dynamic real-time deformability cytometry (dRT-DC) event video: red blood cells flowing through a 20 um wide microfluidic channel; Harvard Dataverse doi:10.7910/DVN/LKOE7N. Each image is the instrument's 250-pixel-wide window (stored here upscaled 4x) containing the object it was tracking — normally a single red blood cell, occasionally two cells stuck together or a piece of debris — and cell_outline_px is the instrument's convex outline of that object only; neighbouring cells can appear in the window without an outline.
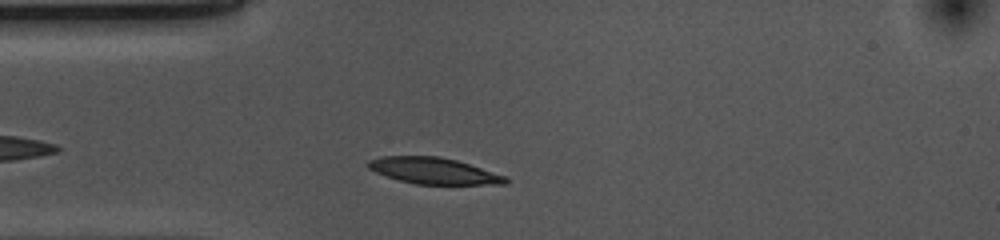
{"species": "common noctule bat (a hibernating species)", "species_latin": "Nyctalus noctula", "temperature_condition": "cold", "stored_images_in_passage": 34, "camera_frame_rate_fps": 3000, "um_per_image_px": 0.085, "animal": {"sex": "female", "body_mass_g": 10.0, "forearm_length_mm": 53.1}, "frame": {"image": 1, "passage_image": 5, "time_ms": 1.333, "image_size_px": [1000, 240], "cell_outline_px": [[508, 184], [416, 184], [400, 180], [376, 172], [368, 168], [364, 164], [368, 160], [384, 156], [440, 156], [456, 160], [508, 176]], "centroid_in_image_um": [36.88, 14.51], "position_along_channel_um": 48.1, "area_um2": 21.04}}
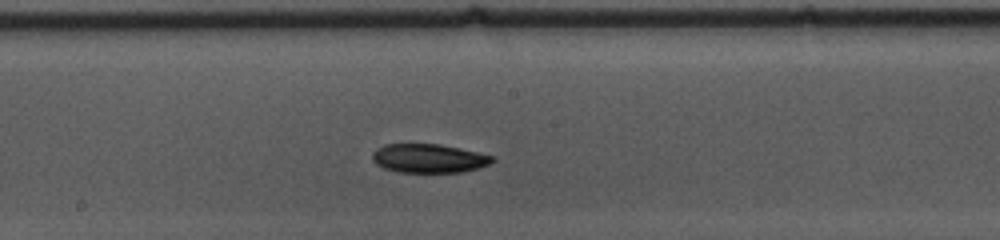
{"frame": {"image": 2, "passage_image": 19, "time_ms": 6.0, "image_size_px": [1000, 240], "cell_outline_px": [[496, 160], [492, 164], [464, 172], [400, 172], [384, 168], [376, 164], [372, 160], [372, 152], [376, 148], [384, 144], [440, 144], [496, 156]], "centroid_in_image_um": [36.48, 13.46], "position_along_channel_um": 211.7, "area_um2": 20.4}}
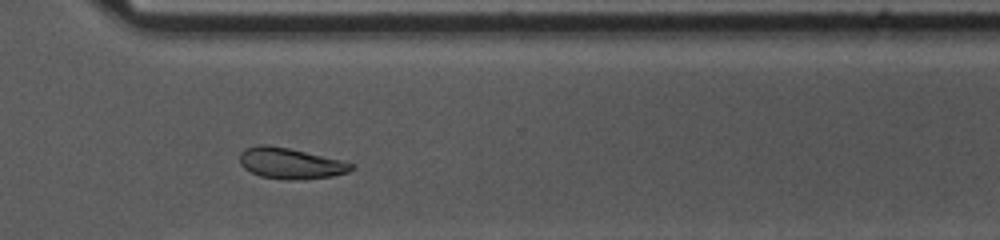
{"frame": {"image": 3, "passage_image": 30, "time_ms": 9.667, "image_size_px": [1000, 240], "cell_outline_px": [[356, 168], [348, 172], [332, 176], [304, 180], [284, 180], [260, 176], [244, 168], [240, 164], [240, 152], [244, 148], [260, 144], [264, 144], [288, 148], [344, 160], [352, 164]], "centroid_in_image_um": [24.7, 13.89], "position_along_channel_um": 345.9, "area_um2": 20.35}, "authors_computed_cell_mechanics": {"area_um2": 21.0392, "velocity_mm_per_s": 3.6627, "shape_relaxation_time_tau1_ms": 4.0386, "shape_relaxation_time_tau2_ms": null, "deformation_change_tau1": 0.1042, "deformation_change_tau2": null}}